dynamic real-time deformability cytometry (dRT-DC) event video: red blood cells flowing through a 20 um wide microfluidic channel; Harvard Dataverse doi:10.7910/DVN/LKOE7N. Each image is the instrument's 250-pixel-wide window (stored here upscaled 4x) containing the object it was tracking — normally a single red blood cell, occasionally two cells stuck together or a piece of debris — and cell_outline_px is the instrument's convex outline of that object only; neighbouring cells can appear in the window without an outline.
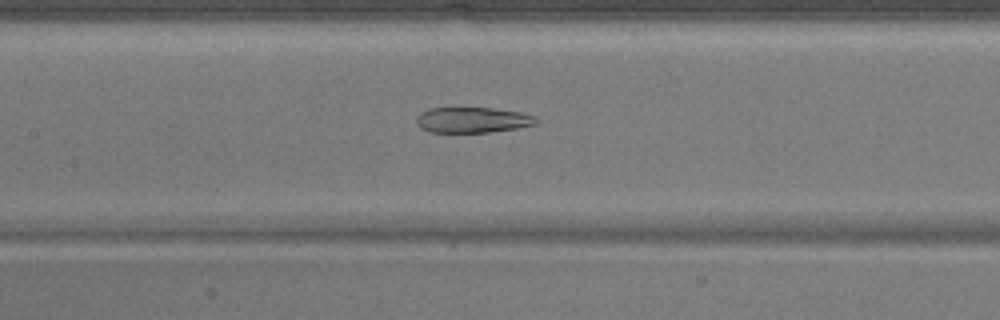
{"species": "common noctule bat (a hibernating species)", "species_latin": "Nyctalus noctula", "temperature_condition": "warm", "stored_images_in_passage": 39, "camera_frame_rate_fps": 3000, "um_per_image_px": 0.085, "animal": {"sex": "male", "body_mass_g": 17.9}, "frame": {"image": 1, "passage_image": 22, "time_ms": 7.0, "image_size_px": [1000, 320], "cell_outline_px": [[540, 120], [536, 124], [516, 128], [488, 132], [428, 132], [420, 128], [416, 124], [416, 116], [420, 112], [428, 108], [492, 108], [520, 112], [536, 116]], "centroid_in_image_um": [40.14, 10.19], "position_along_channel_um": 167.3, "area_um2": 17.98}}
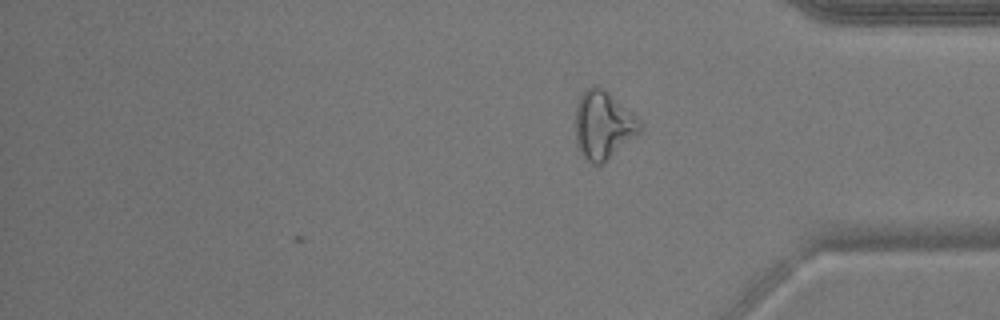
{"frame": {"image": 2, "passage_image": 39, "time_ms": 12.667, "image_size_px": [1000, 320], "cell_outline_px": [[644, 128], [636, 136], [604, 164], [592, 164], [580, 152], [576, 144], [576, 104], [584, 88], [592, 84], [596, 84], [604, 88], [636, 112], [640, 116]], "centroid_in_image_um": [51.33, 10.58], "position_along_channel_um": 383.9, "area_um2": 26.65}}